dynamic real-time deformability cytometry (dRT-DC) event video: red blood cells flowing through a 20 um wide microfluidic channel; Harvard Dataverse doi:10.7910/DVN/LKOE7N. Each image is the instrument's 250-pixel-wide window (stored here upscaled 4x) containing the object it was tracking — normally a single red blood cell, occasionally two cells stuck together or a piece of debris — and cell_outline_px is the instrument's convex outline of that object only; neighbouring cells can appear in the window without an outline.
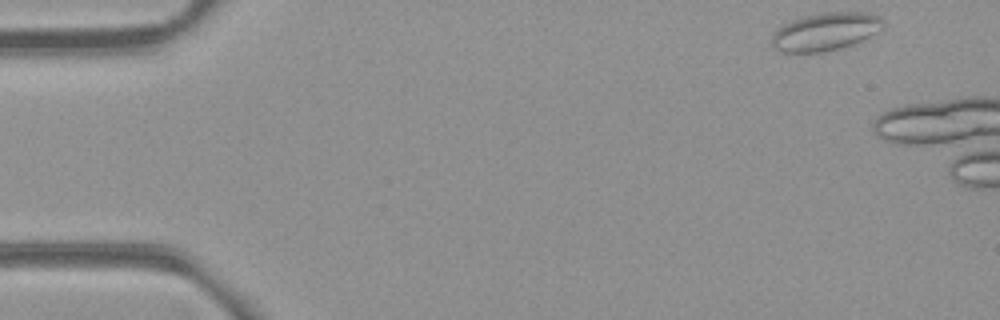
{"species": "common noctule bat (a hibernating species)", "species_latin": "Nyctalus noctula", "temperature_condition": "room temperature", "stored_images_in_passage": 5, "camera_frame_rate_fps": 3000, "um_per_image_px": 0.085, "animal": {"sex": "female", "body_mass_g": 21.9}, "frame": {"image": 1, "passage_image": 1, "time_ms": 0.0, "image_size_px": [1000, 320], "cell_outline_px": [[884, 28], [880, 32], [852, 44], [840, 48], [820, 52], [784, 52], [776, 48], [772, 44], [772, 36], [784, 24], [792, 20], [804, 16], [824, 12], [864, 12], [876, 16], [884, 20]], "centroid_in_image_um": [70.22, 2.68], "position_along_channel_um": 14.8, "area_um2": 24.33}}